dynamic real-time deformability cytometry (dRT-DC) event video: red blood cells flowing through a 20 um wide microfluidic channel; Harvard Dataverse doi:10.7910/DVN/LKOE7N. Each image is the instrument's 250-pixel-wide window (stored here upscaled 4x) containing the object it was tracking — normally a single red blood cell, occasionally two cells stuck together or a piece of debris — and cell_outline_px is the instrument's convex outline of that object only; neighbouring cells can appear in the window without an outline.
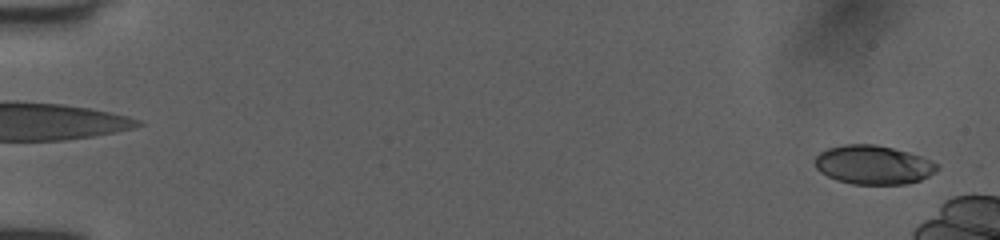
{"species": "human", "species_latin": "Homo sapiens", "temperature_condition": "room temperature", "stored_images_in_passage": 17, "camera_frame_rate_fps": 3000, "um_per_image_px": 0.085, "donor": {"sex": "female"}, "frame": {"image": 1, "passage_image": 2, "time_ms": 0.333, "image_size_px": [1000, 240], "cell_outline_px": [[940, 168], [936, 172], [920, 180], [904, 184], [852, 184], [836, 180], [820, 172], [816, 168], [816, 156], [820, 152], [828, 148], [844, 144], [876, 144], [908, 152], [920, 156], [940, 164]], "centroid_in_image_um": [74.25, 14.01], "position_along_channel_um": 10.8, "area_um2": 27.74}}